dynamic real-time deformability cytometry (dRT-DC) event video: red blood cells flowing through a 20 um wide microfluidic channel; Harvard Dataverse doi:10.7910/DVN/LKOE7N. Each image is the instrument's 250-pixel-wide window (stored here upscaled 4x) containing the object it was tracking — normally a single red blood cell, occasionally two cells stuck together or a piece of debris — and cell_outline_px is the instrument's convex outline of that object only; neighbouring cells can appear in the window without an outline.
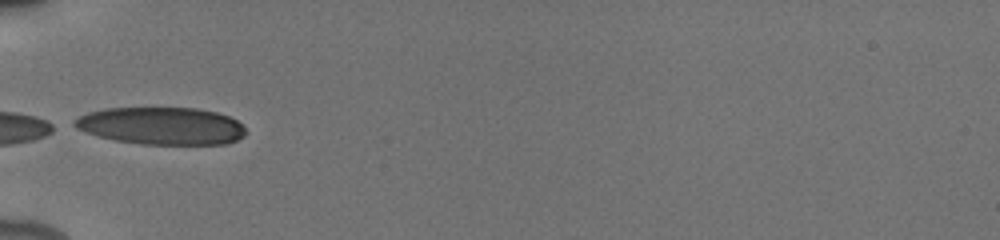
{"species": "human", "species_latin": "Homo sapiens", "temperature_condition": "cold", "stored_images_in_passage": 12, "camera_frame_rate_fps": 3000, "um_per_image_px": 0.085, "donor": {"sex": "male"}, "frame": {"image": 1, "passage_image": 1, "time_ms": 0.0, "image_size_px": [1000, 240], "cell_outline_px": [[244, 136], [236, 140], [224, 144], [140, 144], [116, 140], [96, 136], [84, 132], [68, 124], [72, 120], [88, 112], [104, 108], [196, 108], [216, 112], [228, 116], [236, 120], [244, 128]], "centroid_in_image_um": [13.64, 10.7], "position_along_channel_um": 71.4, "area_um2": 37.45}}